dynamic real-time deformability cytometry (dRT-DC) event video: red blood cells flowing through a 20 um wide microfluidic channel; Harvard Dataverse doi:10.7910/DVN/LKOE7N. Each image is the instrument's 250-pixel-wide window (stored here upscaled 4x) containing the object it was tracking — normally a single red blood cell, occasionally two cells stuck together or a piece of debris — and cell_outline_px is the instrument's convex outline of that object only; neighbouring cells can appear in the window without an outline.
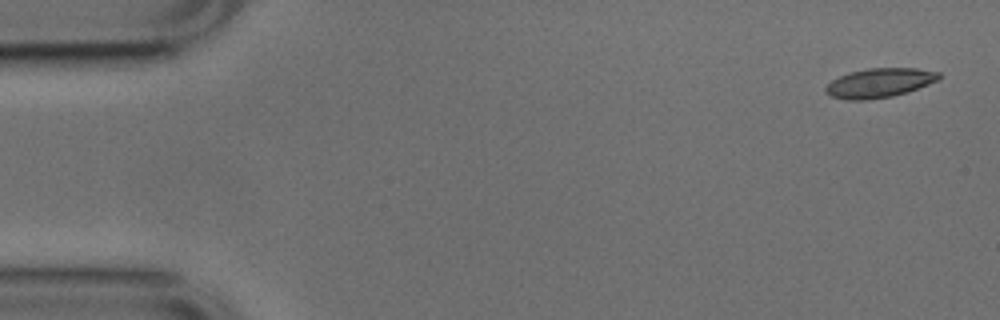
{"species": "common noctule bat (a hibernating species)", "species_latin": "Nyctalus noctula", "temperature_condition": "cold", "stored_images_in_passage": 4, "camera_frame_rate_fps": 3000, "um_per_image_px": 0.085, "animal": {"sex": "male", "body_mass_g": 17.9, "forearm_length_mm": 54.2}, "frame": {"image": 1, "passage_image": 1, "time_ms": 0.0, "image_size_px": [1000, 320], "cell_outline_px": [[940, 80], [892, 96], [868, 100], [848, 100], [832, 96], [824, 92], [824, 88], [832, 80], [840, 76], [852, 72], [868, 68], [916, 68], [940, 72]], "centroid_in_image_um": [74.74, 7.04], "position_along_channel_um": 10.3, "area_um2": 19.13}}